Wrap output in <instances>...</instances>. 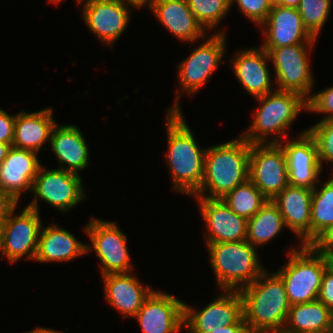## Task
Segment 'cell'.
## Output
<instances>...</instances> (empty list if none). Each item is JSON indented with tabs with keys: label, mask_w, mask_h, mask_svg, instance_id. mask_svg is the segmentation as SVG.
<instances>
[{
	"label": "cell",
	"mask_w": 333,
	"mask_h": 333,
	"mask_svg": "<svg viewBox=\"0 0 333 333\" xmlns=\"http://www.w3.org/2000/svg\"><path fill=\"white\" fill-rule=\"evenodd\" d=\"M49 143L59 169L79 174L88 167L89 147L78 126L56 124Z\"/></svg>",
	"instance_id": "obj_24"
},
{
	"label": "cell",
	"mask_w": 333,
	"mask_h": 333,
	"mask_svg": "<svg viewBox=\"0 0 333 333\" xmlns=\"http://www.w3.org/2000/svg\"><path fill=\"white\" fill-rule=\"evenodd\" d=\"M209 333H249V331L242 316L235 324L226 327H216Z\"/></svg>",
	"instance_id": "obj_40"
},
{
	"label": "cell",
	"mask_w": 333,
	"mask_h": 333,
	"mask_svg": "<svg viewBox=\"0 0 333 333\" xmlns=\"http://www.w3.org/2000/svg\"><path fill=\"white\" fill-rule=\"evenodd\" d=\"M296 140H288L282 146L287 160L288 182L290 185L314 189L319 182L322 169L318 158L315 139L307 130ZM317 183V184H316Z\"/></svg>",
	"instance_id": "obj_16"
},
{
	"label": "cell",
	"mask_w": 333,
	"mask_h": 333,
	"mask_svg": "<svg viewBox=\"0 0 333 333\" xmlns=\"http://www.w3.org/2000/svg\"><path fill=\"white\" fill-rule=\"evenodd\" d=\"M272 4H276L279 0H270Z\"/></svg>",
	"instance_id": "obj_49"
},
{
	"label": "cell",
	"mask_w": 333,
	"mask_h": 333,
	"mask_svg": "<svg viewBox=\"0 0 333 333\" xmlns=\"http://www.w3.org/2000/svg\"><path fill=\"white\" fill-rule=\"evenodd\" d=\"M3 237H4V223H0V253L2 251Z\"/></svg>",
	"instance_id": "obj_44"
},
{
	"label": "cell",
	"mask_w": 333,
	"mask_h": 333,
	"mask_svg": "<svg viewBox=\"0 0 333 333\" xmlns=\"http://www.w3.org/2000/svg\"><path fill=\"white\" fill-rule=\"evenodd\" d=\"M205 244L220 291L240 290L264 271L258 259V248L247 240Z\"/></svg>",
	"instance_id": "obj_6"
},
{
	"label": "cell",
	"mask_w": 333,
	"mask_h": 333,
	"mask_svg": "<svg viewBox=\"0 0 333 333\" xmlns=\"http://www.w3.org/2000/svg\"><path fill=\"white\" fill-rule=\"evenodd\" d=\"M10 213L4 223L2 254L11 264L19 259L34 260L42 228L40 213L29 207H24L20 214ZM27 256V257H26Z\"/></svg>",
	"instance_id": "obj_13"
},
{
	"label": "cell",
	"mask_w": 333,
	"mask_h": 333,
	"mask_svg": "<svg viewBox=\"0 0 333 333\" xmlns=\"http://www.w3.org/2000/svg\"><path fill=\"white\" fill-rule=\"evenodd\" d=\"M181 112L166 113V162L174 190L192 197L199 189L204 175L207 148L199 147L194 133Z\"/></svg>",
	"instance_id": "obj_1"
},
{
	"label": "cell",
	"mask_w": 333,
	"mask_h": 333,
	"mask_svg": "<svg viewBox=\"0 0 333 333\" xmlns=\"http://www.w3.org/2000/svg\"><path fill=\"white\" fill-rule=\"evenodd\" d=\"M239 292L249 333H275L284 329L291 305L282 278L276 272L270 274L265 269Z\"/></svg>",
	"instance_id": "obj_2"
},
{
	"label": "cell",
	"mask_w": 333,
	"mask_h": 333,
	"mask_svg": "<svg viewBox=\"0 0 333 333\" xmlns=\"http://www.w3.org/2000/svg\"><path fill=\"white\" fill-rule=\"evenodd\" d=\"M222 294L202 310L184 303V329L187 333H209L216 327L235 324L243 316L239 290H221Z\"/></svg>",
	"instance_id": "obj_14"
},
{
	"label": "cell",
	"mask_w": 333,
	"mask_h": 333,
	"mask_svg": "<svg viewBox=\"0 0 333 333\" xmlns=\"http://www.w3.org/2000/svg\"><path fill=\"white\" fill-rule=\"evenodd\" d=\"M312 192V189L288 184L272 200L283 217L285 227L300 239V245H310Z\"/></svg>",
	"instance_id": "obj_21"
},
{
	"label": "cell",
	"mask_w": 333,
	"mask_h": 333,
	"mask_svg": "<svg viewBox=\"0 0 333 333\" xmlns=\"http://www.w3.org/2000/svg\"><path fill=\"white\" fill-rule=\"evenodd\" d=\"M312 192L310 245H314L333 226V176L323 185L320 180Z\"/></svg>",
	"instance_id": "obj_28"
},
{
	"label": "cell",
	"mask_w": 333,
	"mask_h": 333,
	"mask_svg": "<svg viewBox=\"0 0 333 333\" xmlns=\"http://www.w3.org/2000/svg\"><path fill=\"white\" fill-rule=\"evenodd\" d=\"M287 263L276 273L282 278L290 305L318 300L330 257L314 245L290 247Z\"/></svg>",
	"instance_id": "obj_5"
},
{
	"label": "cell",
	"mask_w": 333,
	"mask_h": 333,
	"mask_svg": "<svg viewBox=\"0 0 333 333\" xmlns=\"http://www.w3.org/2000/svg\"><path fill=\"white\" fill-rule=\"evenodd\" d=\"M256 100L260 104L253 113V121L241 135L250 144L285 142L288 138L286 132L293 121L301 111H307V99L293 91L276 89Z\"/></svg>",
	"instance_id": "obj_4"
},
{
	"label": "cell",
	"mask_w": 333,
	"mask_h": 333,
	"mask_svg": "<svg viewBox=\"0 0 333 333\" xmlns=\"http://www.w3.org/2000/svg\"><path fill=\"white\" fill-rule=\"evenodd\" d=\"M307 131L317 144L321 169L323 162L333 164V120L318 121Z\"/></svg>",
	"instance_id": "obj_33"
},
{
	"label": "cell",
	"mask_w": 333,
	"mask_h": 333,
	"mask_svg": "<svg viewBox=\"0 0 333 333\" xmlns=\"http://www.w3.org/2000/svg\"><path fill=\"white\" fill-rule=\"evenodd\" d=\"M236 3L239 10L253 23L261 26L273 6L270 0H230V7Z\"/></svg>",
	"instance_id": "obj_34"
},
{
	"label": "cell",
	"mask_w": 333,
	"mask_h": 333,
	"mask_svg": "<svg viewBox=\"0 0 333 333\" xmlns=\"http://www.w3.org/2000/svg\"><path fill=\"white\" fill-rule=\"evenodd\" d=\"M314 45L295 44L264 49L275 71L277 90L297 92L306 99L311 96L314 78L308 52L310 54Z\"/></svg>",
	"instance_id": "obj_9"
},
{
	"label": "cell",
	"mask_w": 333,
	"mask_h": 333,
	"mask_svg": "<svg viewBox=\"0 0 333 333\" xmlns=\"http://www.w3.org/2000/svg\"><path fill=\"white\" fill-rule=\"evenodd\" d=\"M301 0H279L276 4L284 7L298 8Z\"/></svg>",
	"instance_id": "obj_41"
},
{
	"label": "cell",
	"mask_w": 333,
	"mask_h": 333,
	"mask_svg": "<svg viewBox=\"0 0 333 333\" xmlns=\"http://www.w3.org/2000/svg\"><path fill=\"white\" fill-rule=\"evenodd\" d=\"M221 200L237 215L247 220L252 218L268 201L249 179L227 193Z\"/></svg>",
	"instance_id": "obj_30"
},
{
	"label": "cell",
	"mask_w": 333,
	"mask_h": 333,
	"mask_svg": "<svg viewBox=\"0 0 333 333\" xmlns=\"http://www.w3.org/2000/svg\"><path fill=\"white\" fill-rule=\"evenodd\" d=\"M320 251L328 256L333 255V226L314 244Z\"/></svg>",
	"instance_id": "obj_39"
},
{
	"label": "cell",
	"mask_w": 333,
	"mask_h": 333,
	"mask_svg": "<svg viewBox=\"0 0 333 333\" xmlns=\"http://www.w3.org/2000/svg\"><path fill=\"white\" fill-rule=\"evenodd\" d=\"M262 27V28H261ZM264 35L263 49H273L295 44H315L316 39L303 24L296 8L273 4L267 19L260 26Z\"/></svg>",
	"instance_id": "obj_17"
},
{
	"label": "cell",
	"mask_w": 333,
	"mask_h": 333,
	"mask_svg": "<svg viewBox=\"0 0 333 333\" xmlns=\"http://www.w3.org/2000/svg\"><path fill=\"white\" fill-rule=\"evenodd\" d=\"M286 228L278 207L270 200L247 222L246 240L254 247L265 245Z\"/></svg>",
	"instance_id": "obj_29"
},
{
	"label": "cell",
	"mask_w": 333,
	"mask_h": 333,
	"mask_svg": "<svg viewBox=\"0 0 333 333\" xmlns=\"http://www.w3.org/2000/svg\"><path fill=\"white\" fill-rule=\"evenodd\" d=\"M50 3L59 4L62 0H48Z\"/></svg>",
	"instance_id": "obj_46"
},
{
	"label": "cell",
	"mask_w": 333,
	"mask_h": 333,
	"mask_svg": "<svg viewBox=\"0 0 333 333\" xmlns=\"http://www.w3.org/2000/svg\"><path fill=\"white\" fill-rule=\"evenodd\" d=\"M144 6H148L159 22L182 42H197L207 34L186 0H149Z\"/></svg>",
	"instance_id": "obj_22"
},
{
	"label": "cell",
	"mask_w": 333,
	"mask_h": 333,
	"mask_svg": "<svg viewBox=\"0 0 333 333\" xmlns=\"http://www.w3.org/2000/svg\"><path fill=\"white\" fill-rule=\"evenodd\" d=\"M86 243H82L68 230L57 224L41 228L38 248L34 261L68 262L87 253Z\"/></svg>",
	"instance_id": "obj_26"
},
{
	"label": "cell",
	"mask_w": 333,
	"mask_h": 333,
	"mask_svg": "<svg viewBox=\"0 0 333 333\" xmlns=\"http://www.w3.org/2000/svg\"><path fill=\"white\" fill-rule=\"evenodd\" d=\"M332 312L321 301L290 306L284 330L289 333H330Z\"/></svg>",
	"instance_id": "obj_27"
},
{
	"label": "cell",
	"mask_w": 333,
	"mask_h": 333,
	"mask_svg": "<svg viewBox=\"0 0 333 333\" xmlns=\"http://www.w3.org/2000/svg\"><path fill=\"white\" fill-rule=\"evenodd\" d=\"M318 300L333 312V265L331 263L325 268Z\"/></svg>",
	"instance_id": "obj_36"
},
{
	"label": "cell",
	"mask_w": 333,
	"mask_h": 333,
	"mask_svg": "<svg viewBox=\"0 0 333 333\" xmlns=\"http://www.w3.org/2000/svg\"><path fill=\"white\" fill-rule=\"evenodd\" d=\"M37 155L11 146L0 164V188L18 202L24 192H32L34 179L41 167Z\"/></svg>",
	"instance_id": "obj_20"
},
{
	"label": "cell",
	"mask_w": 333,
	"mask_h": 333,
	"mask_svg": "<svg viewBox=\"0 0 333 333\" xmlns=\"http://www.w3.org/2000/svg\"><path fill=\"white\" fill-rule=\"evenodd\" d=\"M249 180L270 201L289 184L286 155L279 143L251 144Z\"/></svg>",
	"instance_id": "obj_12"
},
{
	"label": "cell",
	"mask_w": 333,
	"mask_h": 333,
	"mask_svg": "<svg viewBox=\"0 0 333 333\" xmlns=\"http://www.w3.org/2000/svg\"><path fill=\"white\" fill-rule=\"evenodd\" d=\"M307 111L324 113L320 121L333 120V86L319 91L307 99Z\"/></svg>",
	"instance_id": "obj_35"
},
{
	"label": "cell",
	"mask_w": 333,
	"mask_h": 333,
	"mask_svg": "<svg viewBox=\"0 0 333 333\" xmlns=\"http://www.w3.org/2000/svg\"><path fill=\"white\" fill-rule=\"evenodd\" d=\"M136 3H138L141 7H144V5L149 1V0H132Z\"/></svg>",
	"instance_id": "obj_45"
},
{
	"label": "cell",
	"mask_w": 333,
	"mask_h": 333,
	"mask_svg": "<svg viewBox=\"0 0 333 333\" xmlns=\"http://www.w3.org/2000/svg\"><path fill=\"white\" fill-rule=\"evenodd\" d=\"M275 333H289V332H287V331H285V330L283 329V330L278 331V332H275Z\"/></svg>",
	"instance_id": "obj_48"
},
{
	"label": "cell",
	"mask_w": 333,
	"mask_h": 333,
	"mask_svg": "<svg viewBox=\"0 0 333 333\" xmlns=\"http://www.w3.org/2000/svg\"><path fill=\"white\" fill-rule=\"evenodd\" d=\"M250 150L251 144L241 135L223 144L207 147L203 180L192 197L222 199L247 181Z\"/></svg>",
	"instance_id": "obj_3"
},
{
	"label": "cell",
	"mask_w": 333,
	"mask_h": 333,
	"mask_svg": "<svg viewBox=\"0 0 333 333\" xmlns=\"http://www.w3.org/2000/svg\"><path fill=\"white\" fill-rule=\"evenodd\" d=\"M184 303L172 294L155 290L133 318L143 333H179L184 328Z\"/></svg>",
	"instance_id": "obj_15"
},
{
	"label": "cell",
	"mask_w": 333,
	"mask_h": 333,
	"mask_svg": "<svg viewBox=\"0 0 333 333\" xmlns=\"http://www.w3.org/2000/svg\"><path fill=\"white\" fill-rule=\"evenodd\" d=\"M205 40L197 48L195 47L187 58L178 63L179 87L176 90L174 104L167 112H181L178 104L180 95L184 92L188 95L196 94L210 79L225 57L227 46L225 29L215 31Z\"/></svg>",
	"instance_id": "obj_7"
},
{
	"label": "cell",
	"mask_w": 333,
	"mask_h": 333,
	"mask_svg": "<svg viewBox=\"0 0 333 333\" xmlns=\"http://www.w3.org/2000/svg\"><path fill=\"white\" fill-rule=\"evenodd\" d=\"M27 333H63V332H59V331L49 329V328H45V327L44 328L37 327V328L33 329L32 331L27 332Z\"/></svg>",
	"instance_id": "obj_43"
},
{
	"label": "cell",
	"mask_w": 333,
	"mask_h": 333,
	"mask_svg": "<svg viewBox=\"0 0 333 333\" xmlns=\"http://www.w3.org/2000/svg\"><path fill=\"white\" fill-rule=\"evenodd\" d=\"M10 147L11 146L8 144L0 143V164L6 158L7 152L10 149Z\"/></svg>",
	"instance_id": "obj_42"
},
{
	"label": "cell",
	"mask_w": 333,
	"mask_h": 333,
	"mask_svg": "<svg viewBox=\"0 0 333 333\" xmlns=\"http://www.w3.org/2000/svg\"><path fill=\"white\" fill-rule=\"evenodd\" d=\"M329 257H330V263L333 265V255Z\"/></svg>",
	"instance_id": "obj_50"
},
{
	"label": "cell",
	"mask_w": 333,
	"mask_h": 333,
	"mask_svg": "<svg viewBox=\"0 0 333 333\" xmlns=\"http://www.w3.org/2000/svg\"><path fill=\"white\" fill-rule=\"evenodd\" d=\"M105 300L125 317H134L144 301L154 291L149 285H142L136 274L118 273L102 276Z\"/></svg>",
	"instance_id": "obj_23"
},
{
	"label": "cell",
	"mask_w": 333,
	"mask_h": 333,
	"mask_svg": "<svg viewBox=\"0 0 333 333\" xmlns=\"http://www.w3.org/2000/svg\"><path fill=\"white\" fill-rule=\"evenodd\" d=\"M15 119L16 115L12 116L0 108V143L12 146Z\"/></svg>",
	"instance_id": "obj_37"
},
{
	"label": "cell",
	"mask_w": 333,
	"mask_h": 333,
	"mask_svg": "<svg viewBox=\"0 0 333 333\" xmlns=\"http://www.w3.org/2000/svg\"><path fill=\"white\" fill-rule=\"evenodd\" d=\"M206 225L205 243L238 242L247 238L248 220L237 215L221 199L194 198Z\"/></svg>",
	"instance_id": "obj_18"
},
{
	"label": "cell",
	"mask_w": 333,
	"mask_h": 333,
	"mask_svg": "<svg viewBox=\"0 0 333 333\" xmlns=\"http://www.w3.org/2000/svg\"><path fill=\"white\" fill-rule=\"evenodd\" d=\"M230 61L234 75L252 97H262L275 91L268 69V53L262 47L236 51ZM274 89V90H273Z\"/></svg>",
	"instance_id": "obj_19"
},
{
	"label": "cell",
	"mask_w": 333,
	"mask_h": 333,
	"mask_svg": "<svg viewBox=\"0 0 333 333\" xmlns=\"http://www.w3.org/2000/svg\"><path fill=\"white\" fill-rule=\"evenodd\" d=\"M330 333H333V312H332V320H331V329H330Z\"/></svg>",
	"instance_id": "obj_47"
},
{
	"label": "cell",
	"mask_w": 333,
	"mask_h": 333,
	"mask_svg": "<svg viewBox=\"0 0 333 333\" xmlns=\"http://www.w3.org/2000/svg\"><path fill=\"white\" fill-rule=\"evenodd\" d=\"M197 22L205 31L216 29L230 11V0H186Z\"/></svg>",
	"instance_id": "obj_31"
},
{
	"label": "cell",
	"mask_w": 333,
	"mask_h": 333,
	"mask_svg": "<svg viewBox=\"0 0 333 333\" xmlns=\"http://www.w3.org/2000/svg\"><path fill=\"white\" fill-rule=\"evenodd\" d=\"M18 204V201L0 188V223H5Z\"/></svg>",
	"instance_id": "obj_38"
},
{
	"label": "cell",
	"mask_w": 333,
	"mask_h": 333,
	"mask_svg": "<svg viewBox=\"0 0 333 333\" xmlns=\"http://www.w3.org/2000/svg\"><path fill=\"white\" fill-rule=\"evenodd\" d=\"M82 17L89 31L108 46L127 29L131 8H142L132 0H80Z\"/></svg>",
	"instance_id": "obj_11"
},
{
	"label": "cell",
	"mask_w": 333,
	"mask_h": 333,
	"mask_svg": "<svg viewBox=\"0 0 333 333\" xmlns=\"http://www.w3.org/2000/svg\"><path fill=\"white\" fill-rule=\"evenodd\" d=\"M84 231L91 241L90 245H86L87 253L94 250L101 262L99 266L102 276L133 272L127 236L117 223L92 217L84 226Z\"/></svg>",
	"instance_id": "obj_8"
},
{
	"label": "cell",
	"mask_w": 333,
	"mask_h": 333,
	"mask_svg": "<svg viewBox=\"0 0 333 333\" xmlns=\"http://www.w3.org/2000/svg\"><path fill=\"white\" fill-rule=\"evenodd\" d=\"M332 0H301L298 11L309 33L317 39L330 15Z\"/></svg>",
	"instance_id": "obj_32"
},
{
	"label": "cell",
	"mask_w": 333,
	"mask_h": 333,
	"mask_svg": "<svg viewBox=\"0 0 333 333\" xmlns=\"http://www.w3.org/2000/svg\"><path fill=\"white\" fill-rule=\"evenodd\" d=\"M51 107L37 112L20 111L14 123L12 146L38 153L45 142L50 141L51 133L57 124Z\"/></svg>",
	"instance_id": "obj_25"
},
{
	"label": "cell",
	"mask_w": 333,
	"mask_h": 333,
	"mask_svg": "<svg viewBox=\"0 0 333 333\" xmlns=\"http://www.w3.org/2000/svg\"><path fill=\"white\" fill-rule=\"evenodd\" d=\"M82 182L80 174L41 165L32 185L34 198L27 207L39 211L40 199L66 213L87 197Z\"/></svg>",
	"instance_id": "obj_10"
}]
</instances>
